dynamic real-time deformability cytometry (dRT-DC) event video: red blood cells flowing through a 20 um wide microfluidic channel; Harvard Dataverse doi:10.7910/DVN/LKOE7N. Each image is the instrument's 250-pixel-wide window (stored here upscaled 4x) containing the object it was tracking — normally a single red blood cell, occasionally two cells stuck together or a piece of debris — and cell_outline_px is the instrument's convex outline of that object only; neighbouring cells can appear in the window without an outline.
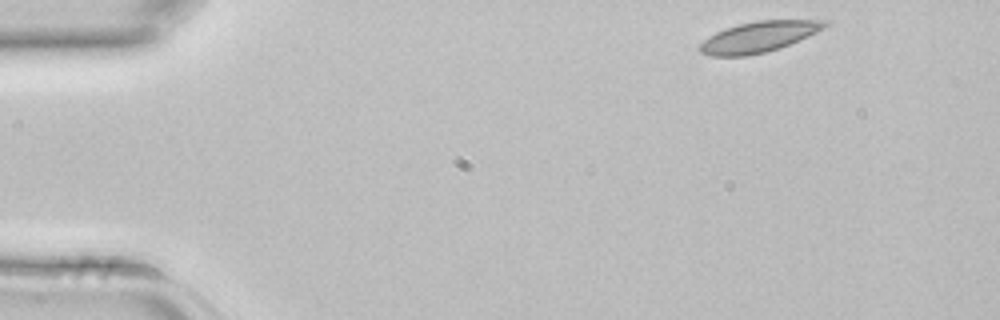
{"species": "common noctule bat (a hibernating species)", "species_latin": "Nyctalus noctula", "temperature_condition": "room temperature", "stored_images_in_passage": 3, "camera_frame_rate_fps": 3000, "um_per_image_px": 0.085, "animal": {"sex": "female", "body_mass_g": 22.7, "forearm_length_mm": 54.2}, "frame": {"image": 1, "passage_image": 1, "time_ms": 0.0, "image_size_px": [1000, 320], "cell_outline_px": [[832, 20], [824, 28], [816, 32], [780, 48], [748, 56], [708, 56], [700, 52], [700, 44], [708, 36], [724, 28], [756, 20]], "centroid_in_image_um": [64.48, 3.13], "position_along_channel_um": 20.5, "area_um2": 22.31}}